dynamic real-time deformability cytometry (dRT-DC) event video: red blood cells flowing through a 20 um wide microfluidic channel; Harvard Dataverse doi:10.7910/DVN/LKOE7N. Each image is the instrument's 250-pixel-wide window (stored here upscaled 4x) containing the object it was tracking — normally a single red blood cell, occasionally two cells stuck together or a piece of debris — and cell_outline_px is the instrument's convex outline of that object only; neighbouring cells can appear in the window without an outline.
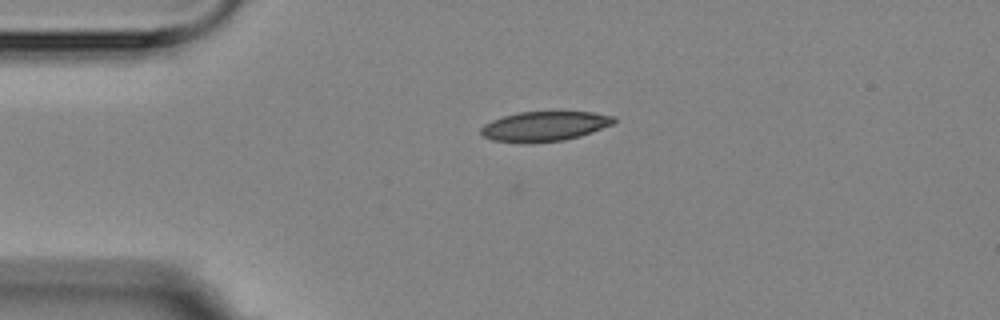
{"species": "Egyptian fruit bat (a non-hibernating species)", "species_latin": "Rousettus aegyptiacus", "temperature_condition": "room temperature", "stored_images_in_passage": 11, "camera_frame_rate_fps": 3000, "um_per_image_px": 0.085, "animal": {"sex": "female"}, "frame": {"image": 1, "passage_image": 6, "time_ms": 5.667, "image_size_px": [1000, 320], "cell_outline_px": [[616, 120], [612, 124], [580, 136], [564, 140], [524, 144], [492, 140], [484, 136], [480, 132], [480, 128], [484, 124], [492, 120], [504, 116], [520, 112], [592, 112], [616, 116]], "centroid_in_image_um": [46.26, 10.74], "position_along_channel_um": 38.7, "area_um2": 23.12}}
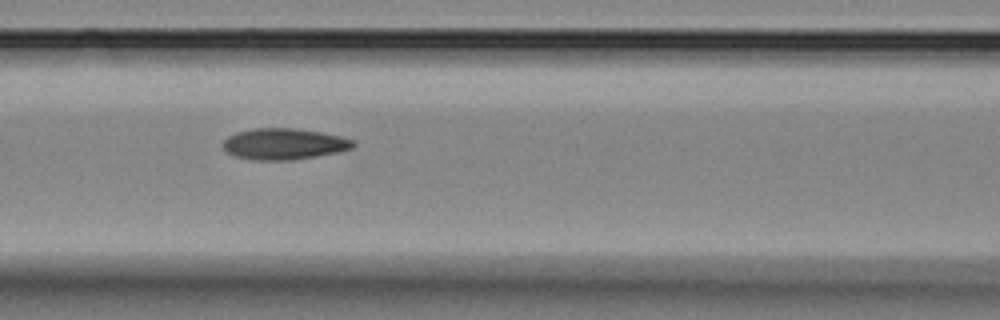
{"frame": {"image": 2, "passage_image": 9, "time_ms": 9.333, "image_size_px": [1000, 320], "cell_outline_px": [[356, 144], [352, 148], [336, 152], [316, 156], [292, 160], [252, 160], [236, 156], [224, 152], [224, 140], [228, 136], [236, 132], [252, 128], [292, 128], [320, 132], [340, 136], [356, 140]], "centroid_in_image_um": [24.13, 12.23], "position_along_channel_um": 142.5, "area_um2": 23.7}}
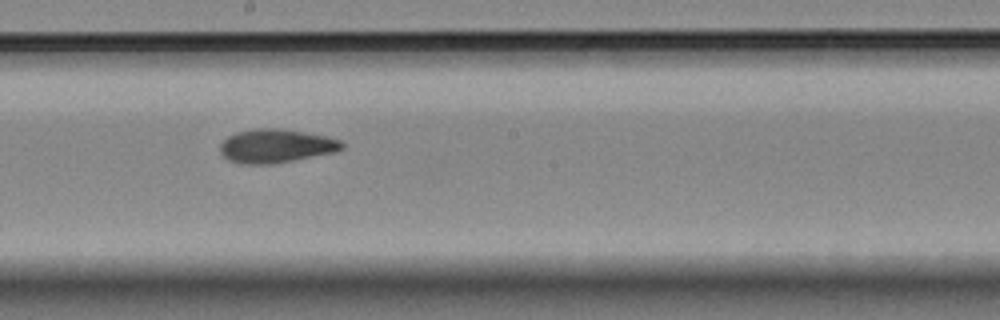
{"frame": {"image": 3, "passage_image": 11, "time_ms": 11.667, "image_size_px": [1000, 320], "cell_outline_px": [[344, 148], [336, 152], [272, 164], [240, 164], [228, 160], [220, 152], [220, 144], [228, 136], [236, 132], [256, 128], [280, 128], [328, 136], [340, 140], [344, 144]], "centroid_in_image_um": [23.46, 12.4], "position_along_channel_um": 224.7, "area_um2": 24.04}}